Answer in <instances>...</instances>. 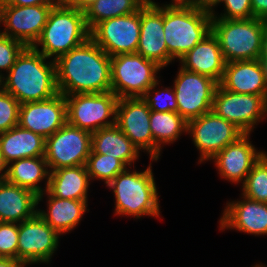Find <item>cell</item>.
Instances as JSON below:
<instances>
[{"mask_svg":"<svg viewBox=\"0 0 267 267\" xmlns=\"http://www.w3.org/2000/svg\"><path fill=\"white\" fill-rule=\"evenodd\" d=\"M56 82L64 96L111 91V57L91 38L55 60Z\"/></svg>","mask_w":267,"mask_h":267,"instance_id":"obj_1","label":"cell"},{"mask_svg":"<svg viewBox=\"0 0 267 267\" xmlns=\"http://www.w3.org/2000/svg\"><path fill=\"white\" fill-rule=\"evenodd\" d=\"M46 58L33 47L26 46L10 71L1 79V87L20 104L42 101L59 94L55 61ZM46 62V63H45Z\"/></svg>","mask_w":267,"mask_h":267,"instance_id":"obj_2","label":"cell"},{"mask_svg":"<svg viewBox=\"0 0 267 267\" xmlns=\"http://www.w3.org/2000/svg\"><path fill=\"white\" fill-rule=\"evenodd\" d=\"M163 5L164 40L168 64L180 59L211 32V12L189 1H171Z\"/></svg>","mask_w":267,"mask_h":267,"instance_id":"obj_3","label":"cell"},{"mask_svg":"<svg viewBox=\"0 0 267 267\" xmlns=\"http://www.w3.org/2000/svg\"><path fill=\"white\" fill-rule=\"evenodd\" d=\"M90 38L83 10L65 2L52 7L42 33L32 46L46 58L56 60ZM41 46V50L39 49Z\"/></svg>","mask_w":267,"mask_h":267,"instance_id":"obj_4","label":"cell"},{"mask_svg":"<svg viewBox=\"0 0 267 267\" xmlns=\"http://www.w3.org/2000/svg\"><path fill=\"white\" fill-rule=\"evenodd\" d=\"M151 164L142 172L126 168L106 185L113 190L116 215L137 219L145 215L159 217V199Z\"/></svg>","mask_w":267,"mask_h":267,"instance_id":"obj_5","label":"cell"},{"mask_svg":"<svg viewBox=\"0 0 267 267\" xmlns=\"http://www.w3.org/2000/svg\"><path fill=\"white\" fill-rule=\"evenodd\" d=\"M264 20L212 19L211 31L219 41L226 63L259 59Z\"/></svg>","mask_w":267,"mask_h":267,"instance_id":"obj_6","label":"cell"},{"mask_svg":"<svg viewBox=\"0 0 267 267\" xmlns=\"http://www.w3.org/2000/svg\"><path fill=\"white\" fill-rule=\"evenodd\" d=\"M160 66L138 53L111 57V91L120 98L143 97L158 80Z\"/></svg>","mask_w":267,"mask_h":267,"instance_id":"obj_7","label":"cell"},{"mask_svg":"<svg viewBox=\"0 0 267 267\" xmlns=\"http://www.w3.org/2000/svg\"><path fill=\"white\" fill-rule=\"evenodd\" d=\"M65 99L67 122L70 125L92 133L116 124V107L119 98L112 91L72 94L65 96Z\"/></svg>","mask_w":267,"mask_h":267,"instance_id":"obj_8","label":"cell"},{"mask_svg":"<svg viewBox=\"0 0 267 267\" xmlns=\"http://www.w3.org/2000/svg\"><path fill=\"white\" fill-rule=\"evenodd\" d=\"M92 133L68 122L46 138L45 160L49 171L86 165L91 151Z\"/></svg>","mask_w":267,"mask_h":267,"instance_id":"obj_9","label":"cell"},{"mask_svg":"<svg viewBox=\"0 0 267 267\" xmlns=\"http://www.w3.org/2000/svg\"><path fill=\"white\" fill-rule=\"evenodd\" d=\"M212 111L235 124L245 134H250L255 125L267 115V100L261 95L228 91L218 84Z\"/></svg>","mask_w":267,"mask_h":267,"instance_id":"obj_10","label":"cell"},{"mask_svg":"<svg viewBox=\"0 0 267 267\" xmlns=\"http://www.w3.org/2000/svg\"><path fill=\"white\" fill-rule=\"evenodd\" d=\"M177 112L188 122L212 111L213 98L218 82L213 78L179 69L174 80Z\"/></svg>","mask_w":267,"mask_h":267,"instance_id":"obj_11","label":"cell"},{"mask_svg":"<svg viewBox=\"0 0 267 267\" xmlns=\"http://www.w3.org/2000/svg\"><path fill=\"white\" fill-rule=\"evenodd\" d=\"M187 132L200 151V164L212 159L228 144L245 134L235 124L217 116L213 111L188 121Z\"/></svg>","mask_w":267,"mask_h":267,"instance_id":"obj_12","label":"cell"},{"mask_svg":"<svg viewBox=\"0 0 267 267\" xmlns=\"http://www.w3.org/2000/svg\"><path fill=\"white\" fill-rule=\"evenodd\" d=\"M140 9L134 13L118 16L98 23L90 38L110 57L136 53L140 37Z\"/></svg>","mask_w":267,"mask_h":267,"instance_id":"obj_13","label":"cell"},{"mask_svg":"<svg viewBox=\"0 0 267 267\" xmlns=\"http://www.w3.org/2000/svg\"><path fill=\"white\" fill-rule=\"evenodd\" d=\"M60 234L48 225L38 213L18 224L17 260L25 266L49 263L57 250Z\"/></svg>","mask_w":267,"mask_h":267,"instance_id":"obj_14","label":"cell"},{"mask_svg":"<svg viewBox=\"0 0 267 267\" xmlns=\"http://www.w3.org/2000/svg\"><path fill=\"white\" fill-rule=\"evenodd\" d=\"M55 6H15L0 4V25L2 34L32 47L40 37L50 10Z\"/></svg>","mask_w":267,"mask_h":267,"instance_id":"obj_15","label":"cell"},{"mask_svg":"<svg viewBox=\"0 0 267 267\" xmlns=\"http://www.w3.org/2000/svg\"><path fill=\"white\" fill-rule=\"evenodd\" d=\"M67 123V104L63 94L20 104L18 125L45 139Z\"/></svg>","mask_w":267,"mask_h":267,"instance_id":"obj_16","label":"cell"},{"mask_svg":"<svg viewBox=\"0 0 267 267\" xmlns=\"http://www.w3.org/2000/svg\"><path fill=\"white\" fill-rule=\"evenodd\" d=\"M150 113L142 97L120 98L116 107V125L140 150H146L153 161V136Z\"/></svg>","mask_w":267,"mask_h":267,"instance_id":"obj_17","label":"cell"},{"mask_svg":"<svg viewBox=\"0 0 267 267\" xmlns=\"http://www.w3.org/2000/svg\"><path fill=\"white\" fill-rule=\"evenodd\" d=\"M140 37L136 53L154 61L161 68L168 65V49L164 40L163 5L146 2L140 8Z\"/></svg>","mask_w":267,"mask_h":267,"instance_id":"obj_18","label":"cell"},{"mask_svg":"<svg viewBox=\"0 0 267 267\" xmlns=\"http://www.w3.org/2000/svg\"><path fill=\"white\" fill-rule=\"evenodd\" d=\"M249 139L250 134L242 135L210 159L215 162L220 177L234 184L244 183L253 165L265 153L256 151L257 149Z\"/></svg>","mask_w":267,"mask_h":267,"instance_id":"obj_19","label":"cell"},{"mask_svg":"<svg viewBox=\"0 0 267 267\" xmlns=\"http://www.w3.org/2000/svg\"><path fill=\"white\" fill-rule=\"evenodd\" d=\"M226 204L220 230L235 229L252 235H267V203L242 197Z\"/></svg>","mask_w":267,"mask_h":267,"instance_id":"obj_20","label":"cell"},{"mask_svg":"<svg viewBox=\"0 0 267 267\" xmlns=\"http://www.w3.org/2000/svg\"><path fill=\"white\" fill-rule=\"evenodd\" d=\"M218 84L228 91L261 95L267 100L264 68L258 59L226 63Z\"/></svg>","mask_w":267,"mask_h":267,"instance_id":"obj_21","label":"cell"},{"mask_svg":"<svg viewBox=\"0 0 267 267\" xmlns=\"http://www.w3.org/2000/svg\"><path fill=\"white\" fill-rule=\"evenodd\" d=\"M179 61L183 69L209 76L218 83L222 79L226 64L219 41L212 31Z\"/></svg>","mask_w":267,"mask_h":267,"instance_id":"obj_22","label":"cell"},{"mask_svg":"<svg viewBox=\"0 0 267 267\" xmlns=\"http://www.w3.org/2000/svg\"><path fill=\"white\" fill-rule=\"evenodd\" d=\"M38 195L0 180V222L21 223L37 214Z\"/></svg>","mask_w":267,"mask_h":267,"instance_id":"obj_23","label":"cell"},{"mask_svg":"<svg viewBox=\"0 0 267 267\" xmlns=\"http://www.w3.org/2000/svg\"><path fill=\"white\" fill-rule=\"evenodd\" d=\"M48 198L47 211L38 209V215L60 235L66 234L75 228L85 214L88 201L72 199H60L52 196L48 191L38 195V204L42 201L43 195Z\"/></svg>","mask_w":267,"mask_h":267,"instance_id":"obj_24","label":"cell"},{"mask_svg":"<svg viewBox=\"0 0 267 267\" xmlns=\"http://www.w3.org/2000/svg\"><path fill=\"white\" fill-rule=\"evenodd\" d=\"M46 139L19 125L0 134V153L9 165L28 157L45 156Z\"/></svg>","mask_w":267,"mask_h":267,"instance_id":"obj_25","label":"cell"},{"mask_svg":"<svg viewBox=\"0 0 267 267\" xmlns=\"http://www.w3.org/2000/svg\"><path fill=\"white\" fill-rule=\"evenodd\" d=\"M91 151L104 155H111L119 159L126 167L138 160L140 150L114 124L92 132Z\"/></svg>","mask_w":267,"mask_h":267,"instance_id":"obj_26","label":"cell"},{"mask_svg":"<svg viewBox=\"0 0 267 267\" xmlns=\"http://www.w3.org/2000/svg\"><path fill=\"white\" fill-rule=\"evenodd\" d=\"M90 180L85 165L62 167L50 171L47 191L60 199L88 201Z\"/></svg>","mask_w":267,"mask_h":267,"instance_id":"obj_27","label":"cell"},{"mask_svg":"<svg viewBox=\"0 0 267 267\" xmlns=\"http://www.w3.org/2000/svg\"><path fill=\"white\" fill-rule=\"evenodd\" d=\"M49 174L44 156L28 157L13 161L8 165L6 180L40 195L48 190ZM44 179H46L45 189L39 186Z\"/></svg>","mask_w":267,"mask_h":267,"instance_id":"obj_28","label":"cell"},{"mask_svg":"<svg viewBox=\"0 0 267 267\" xmlns=\"http://www.w3.org/2000/svg\"><path fill=\"white\" fill-rule=\"evenodd\" d=\"M150 129L153 136V160L157 161L162 145L175 142L183 132L187 133L188 122L178 112L150 113Z\"/></svg>","mask_w":267,"mask_h":267,"instance_id":"obj_29","label":"cell"},{"mask_svg":"<svg viewBox=\"0 0 267 267\" xmlns=\"http://www.w3.org/2000/svg\"><path fill=\"white\" fill-rule=\"evenodd\" d=\"M146 2L154 0H96L84 10L87 28L91 31L104 20L134 13Z\"/></svg>","mask_w":267,"mask_h":267,"instance_id":"obj_30","label":"cell"},{"mask_svg":"<svg viewBox=\"0 0 267 267\" xmlns=\"http://www.w3.org/2000/svg\"><path fill=\"white\" fill-rule=\"evenodd\" d=\"M85 166L91 180H102L107 185L127 168L119 159L111 155L93 153L92 151H90Z\"/></svg>","mask_w":267,"mask_h":267,"instance_id":"obj_31","label":"cell"},{"mask_svg":"<svg viewBox=\"0 0 267 267\" xmlns=\"http://www.w3.org/2000/svg\"><path fill=\"white\" fill-rule=\"evenodd\" d=\"M242 196L267 203V154L266 152L253 165L242 184Z\"/></svg>","mask_w":267,"mask_h":267,"instance_id":"obj_32","label":"cell"},{"mask_svg":"<svg viewBox=\"0 0 267 267\" xmlns=\"http://www.w3.org/2000/svg\"><path fill=\"white\" fill-rule=\"evenodd\" d=\"M158 84L159 80L142 97L146 101L149 109L156 112H177L178 104L175 98L174 88L168 87L163 88V90H156L155 88Z\"/></svg>","mask_w":267,"mask_h":267,"instance_id":"obj_33","label":"cell"},{"mask_svg":"<svg viewBox=\"0 0 267 267\" xmlns=\"http://www.w3.org/2000/svg\"><path fill=\"white\" fill-rule=\"evenodd\" d=\"M19 101L0 88V134L18 125Z\"/></svg>","mask_w":267,"mask_h":267,"instance_id":"obj_34","label":"cell"},{"mask_svg":"<svg viewBox=\"0 0 267 267\" xmlns=\"http://www.w3.org/2000/svg\"><path fill=\"white\" fill-rule=\"evenodd\" d=\"M26 46L15 39L0 32V78L4 77L2 70L9 72L15 64L16 58Z\"/></svg>","mask_w":267,"mask_h":267,"instance_id":"obj_35","label":"cell"},{"mask_svg":"<svg viewBox=\"0 0 267 267\" xmlns=\"http://www.w3.org/2000/svg\"><path fill=\"white\" fill-rule=\"evenodd\" d=\"M18 223L0 222V257L17 260Z\"/></svg>","mask_w":267,"mask_h":267,"instance_id":"obj_36","label":"cell"},{"mask_svg":"<svg viewBox=\"0 0 267 267\" xmlns=\"http://www.w3.org/2000/svg\"><path fill=\"white\" fill-rule=\"evenodd\" d=\"M224 3V13L220 16L215 14V10L211 12L212 19H250L253 18L251 0H222Z\"/></svg>","mask_w":267,"mask_h":267,"instance_id":"obj_37","label":"cell"},{"mask_svg":"<svg viewBox=\"0 0 267 267\" xmlns=\"http://www.w3.org/2000/svg\"><path fill=\"white\" fill-rule=\"evenodd\" d=\"M62 2H63L62 0H5L0 4H8L15 6H34V5L57 6Z\"/></svg>","mask_w":267,"mask_h":267,"instance_id":"obj_38","label":"cell"},{"mask_svg":"<svg viewBox=\"0 0 267 267\" xmlns=\"http://www.w3.org/2000/svg\"><path fill=\"white\" fill-rule=\"evenodd\" d=\"M253 17L267 20V0H251Z\"/></svg>","mask_w":267,"mask_h":267,"instance_id":"obj_39","label":"cell"},{"mask_svg":"<svg viewBox=\"0 0 267 267\" xmlns=\"http://www.w3.org/2000/svg\"><path fill=\"white\" fill-rule=\"evenodd\" d=\"M191 4L209 12L214 10V7L217 6L222 0H188Z\"/></svg>","mask_w":267,"mask_h":267,"instance_id":"obj_40","label":"cell"},{"mask_svg":"<svg viewBox=\"0 0 267 267\" xmlns=\"http://www.w3.org/2000/svg\"><path fill=\"white\" fill-rule=\"evenodd\" d=\"M258 60L262 64H267V20H264L262 47H261L260 57Z\"/></svg>","mask_w":267,"mask_h":267,"instance_id":"obj_41","label":"cell"},{"mask_svg":"<svg viewBox=\"0 0 267 267\" xmlns=\"http://www.w3.org/2000/svg\"><path fill=\"white\" fill-rule=\"evenodd\" d=\"M95 1L96 0H65L64 2L71 7L84 11Z\"/></svg>","mask_w":267,"mask_h":267,"instance_id":"obj_42","label":"cell"},{"mask_svg":"<svg viewBox=\"0 0 267 267\" xmlns=\"http://www.w3.org/2000/svg\"><path fill=\"white\" fill-rule=\"evenodd\" d=\"M0 267H27L21 261L13 258L0 257Z\"/></svg>","mask_w":267,"mask_h":267,"instance_id":"obj_43","label":"cell"},{"mask_svg":"<svg viewBox=\"0 0 267 267\" xmlns=\"http://www.w3.org/2000/svg\"><path fill=\"white\" fill-rule=\"evenodd\" d=\"M8 171V164L0 153V180H5Z\"/></svg>","mask_w":267,"mask_h":267,"instance_id":"obj_44","label":"cell"},{"mask_svg":"<svg viewBox=\"0 0 267 267\" xmlns=\"http://www.w3.org/2000/svg\"><path fill=\"white\" fill-rule=\"evenodd\" d=\"M262 65H263V68H264L265 80H266V83H267V64H262Z\"/></svg>","mask_w":267,"mask_h":267,"instance_id":"obj_45","label":"cell"},{"mask_svg":"<svg viewBox=\"0 0 267 267\" xmlns=\"http://www.w3.org/2000/svg\"><path fill=\"white\" fill-rule=\"evenodd\" d=\"M253 267H266V265L264 266V265H262V264L260 263V264H257V265H255V266H253Z\"/></svg>","mask_w":267,"mask_h":267,"instance_id":"obj_46","label":"cell"}]
</instances>
